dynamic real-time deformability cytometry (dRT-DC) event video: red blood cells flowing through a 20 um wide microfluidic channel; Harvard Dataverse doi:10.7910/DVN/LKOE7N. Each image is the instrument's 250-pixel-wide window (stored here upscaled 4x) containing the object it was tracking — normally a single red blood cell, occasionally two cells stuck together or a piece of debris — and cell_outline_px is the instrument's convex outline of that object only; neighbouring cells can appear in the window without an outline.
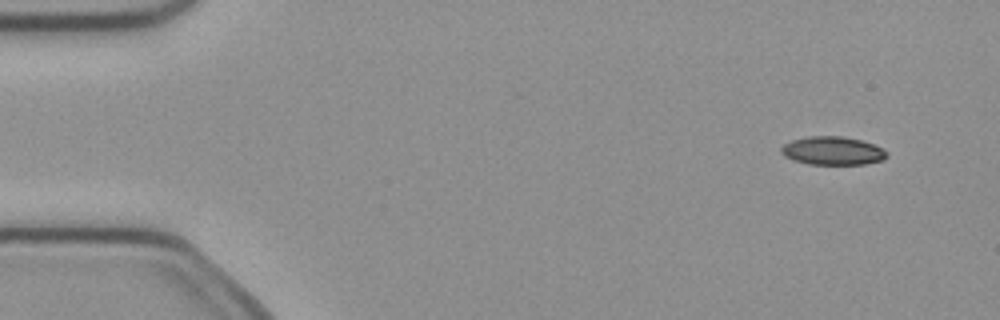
{"species": "common noctule bat (a hibernating species)", "species_latin": "Nyctalus noctula", "temperature_condition": "cold", "stored_images_in_passage": 4, "camera_frame_rate_fps": 3000, "um_per_image_px": 0.085, "animal": {"sex": "female", "body_mass_g": 21.9}, "frame": {"image": 1, "passage_image": 1, "time_ms": 0.0, "image_size_px": [1000, 320], "cell_outline_px": [[888, 156], [884, 160], [864, 164], [808, 164], [792, 160], [784, 156], [780, 152], [780, 148], [784, 144], [792, 140], [808, 136], [844, 136], [860, 140], [884, 148], [888, 152]], "centroid_in_image_um": [70.78, 12.82], "position_along_channel_um": 14.2, "area_um2": 17.63}}